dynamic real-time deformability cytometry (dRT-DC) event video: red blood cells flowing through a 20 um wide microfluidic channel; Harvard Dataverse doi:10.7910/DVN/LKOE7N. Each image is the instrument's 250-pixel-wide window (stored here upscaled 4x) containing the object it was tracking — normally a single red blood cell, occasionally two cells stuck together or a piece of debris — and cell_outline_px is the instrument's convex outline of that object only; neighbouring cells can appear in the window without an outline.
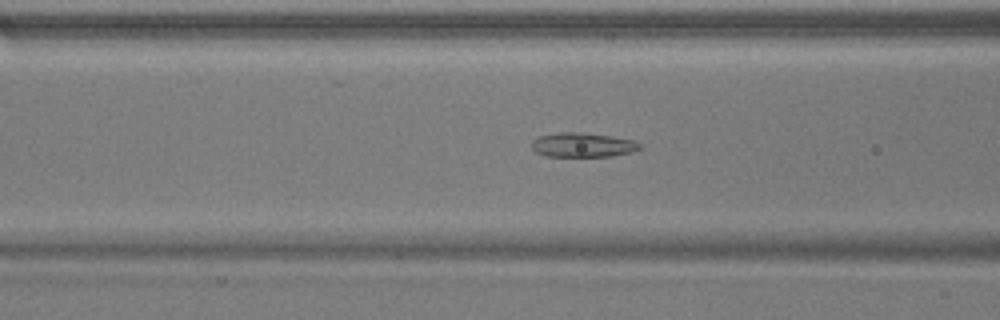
{"species": "common noctule bat (a hibernating species)", "species_latin": "Nyctalus noctula", "temperature_condition": "warm", "stored_images_in_passage": 48, "camera_frame_rate_fps": 3000, "um_per_image_px": 0.085, "animal": {"sex": "male", "body_mass_g": 17.9}, "frame": {"image": 1, "passage_image": 15, "time_ms": 4.667, "image_size_px": [1000, 320], "cell_outline_px": [[644, 148], [632, 152], [612, 156], [544, 156], [536, 152], [532, 148], [532, 140], [540, 136], [560, 132], [580, 132], [612, 136], [632, 140], [640, 144]], "centroid_in_image_um": [49.55, 12.32], "position_along_channel_um": 117.1, "area_um2": 15.37}}
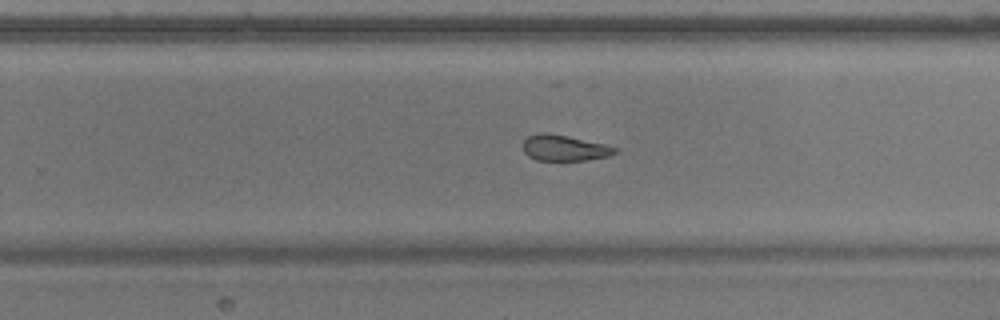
{"frame": {"image": 2, "passage_image": 28, "time_ms": 9.0, "image_size_px": [1000, 320], "cell_outline_px": [[616, 152], [608, 156], [584, 160], [536, 160], [528, 156], [524, 152], [524, 140], [528, 136], [540, 132], [548, 132], [568, 136], [604, 144], [616, 148]], "centroid_in_image_um": [47.93, 12.56], "position_along_channel_um": 281.9, "area_um2": 13.7}}
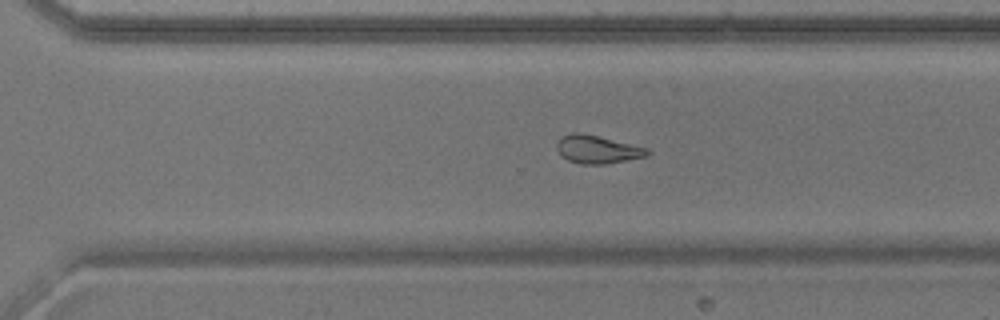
{"frame": {"image": 3, "passage_image": 31, "time_ms": 10.0, "image_size_px": [1000, 320], "cell_outline_px": [[652, 152], [648, 156], [604, 164], [580, 164], [568, 160], [560, 156], [556, 148], [556, 144], [564, 136], [576, 132], [580, 132], [648, 148]], "centroid_in_image_um": [50.78, 12.71], "position_along_channel_um": 319.8, "area_um2": 14.68}, "authors_computed_cell_mechanics": {"area_um2": 16.5886, "velocity_mm_per_s": 3.8067, "shape_relaxation_time_tau1_ms": null, "shape_relaxation_time_tau2_ms": 2.349, "deformation_change_tau1": null, "deformation_change_tau2": 0.0922}}